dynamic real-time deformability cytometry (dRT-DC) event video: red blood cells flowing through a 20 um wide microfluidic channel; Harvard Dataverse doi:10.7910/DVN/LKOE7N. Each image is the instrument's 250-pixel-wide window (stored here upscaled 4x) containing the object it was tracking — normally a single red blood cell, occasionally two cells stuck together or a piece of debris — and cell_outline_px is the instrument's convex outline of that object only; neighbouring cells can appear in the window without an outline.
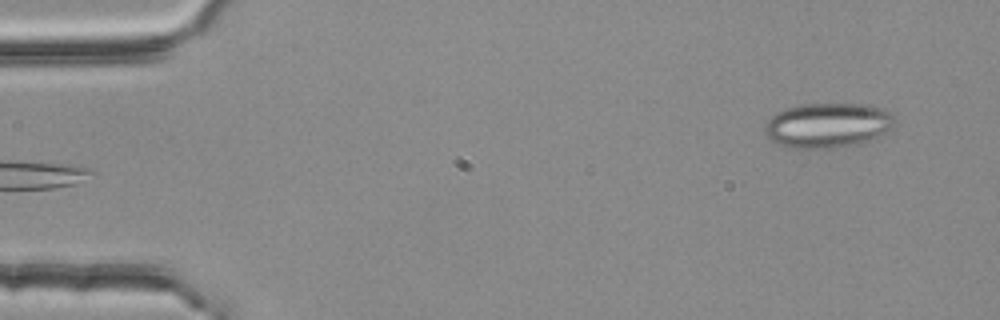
{"species": "common noctule bat (a hibernating species)", "species_latin": "Nyctalus noctula", "temperature_condition": "room temperature", "stored_images_in_passage": 3, "camera_frame_rate_fps": 3000, "um_per_image_px": 0.085, "animal": {"sex": "female", "body_mass_g": 25.1}, "frame": {"image": 1, "passage_image": 3, "time_ms": 0.667, "image_size_px": [1000, 320], "cell_outline_px": [[896, 124], [884, 132], [860, 144], [836, 148], [788, 148], [772, 140], [764, 132], [764, 124], [776, 112], [800, 104], [868, 104], [884, 108], [892, 112]], "centroid_in_image_um": [70.37, 10.64], "position_along_channel_um": 14.6, "area_um2": 34.1}}